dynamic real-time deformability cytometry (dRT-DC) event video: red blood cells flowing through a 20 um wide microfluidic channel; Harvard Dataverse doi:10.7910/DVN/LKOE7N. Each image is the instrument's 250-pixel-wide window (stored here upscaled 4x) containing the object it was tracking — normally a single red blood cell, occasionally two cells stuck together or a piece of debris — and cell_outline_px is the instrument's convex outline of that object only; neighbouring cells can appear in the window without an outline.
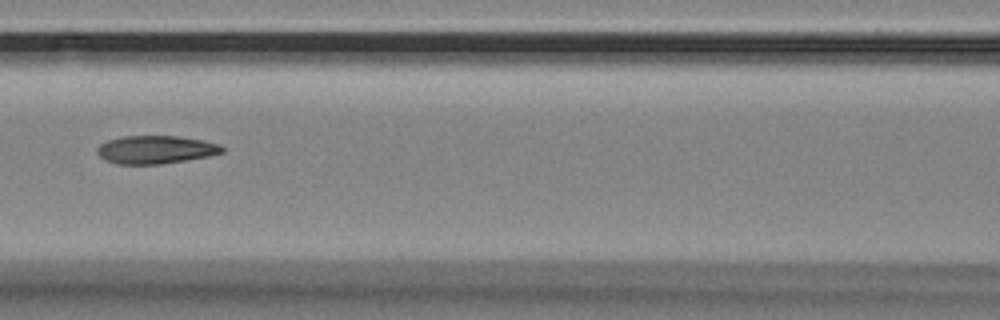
{"species": "Egyptian fruit bat (a non-hibernating species)", "species_latin": "Rousettus aegyptiacus", "temperature_condition": "room temperature", "stored_images_in_passage": 8, "camera_frame_rate_fps": 3000, "um_per_image_px": 0.085, "animal": {"sex": "female"}, "frame": {"image": 1, "passage_image": 7, "time_ms": 2.0, "image_size_px": [1000, 320], "cell_outline_px": [[224, 152], [208, 156], [160, 164], [116, 164], [104, 160], [96, 152], [96, 148], [100, 144], [108, 140], [120, 136], [180, 136], [204, 140], [220, 144], [224, 148]], "centroid_in_image_um": [13.21, 12.71], "position_along_channel_um": 153.4, "area_um2": 20.58}}
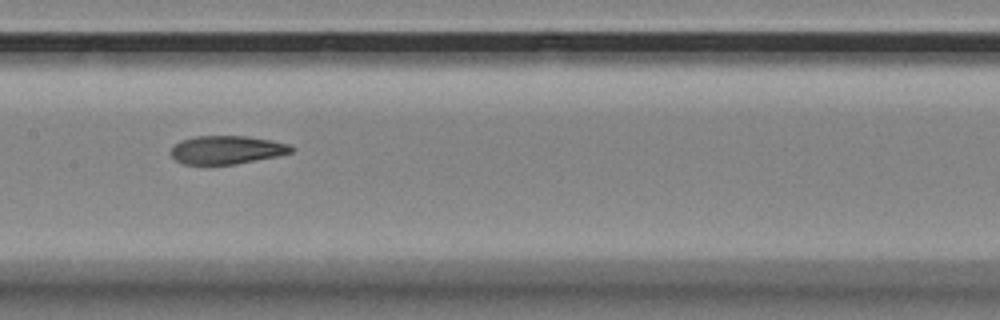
{"frame": {"image": 2, "passage_image": 8, "time_ms": 2.333, "image_size_px": [1000, 320], "cell_outline_px": [[292, 152], [276, 156], [236, 164], [184, 164], [176, 160], [172, 156], [172, 148], [180, 140], [196, 136], [244, 136], [272, 140], [288, 144], [292, 148]], "centroid_in_image_um": [19.26, 12.73], "position_along_channel_um": 188.1, "area_um2": 19.59}}